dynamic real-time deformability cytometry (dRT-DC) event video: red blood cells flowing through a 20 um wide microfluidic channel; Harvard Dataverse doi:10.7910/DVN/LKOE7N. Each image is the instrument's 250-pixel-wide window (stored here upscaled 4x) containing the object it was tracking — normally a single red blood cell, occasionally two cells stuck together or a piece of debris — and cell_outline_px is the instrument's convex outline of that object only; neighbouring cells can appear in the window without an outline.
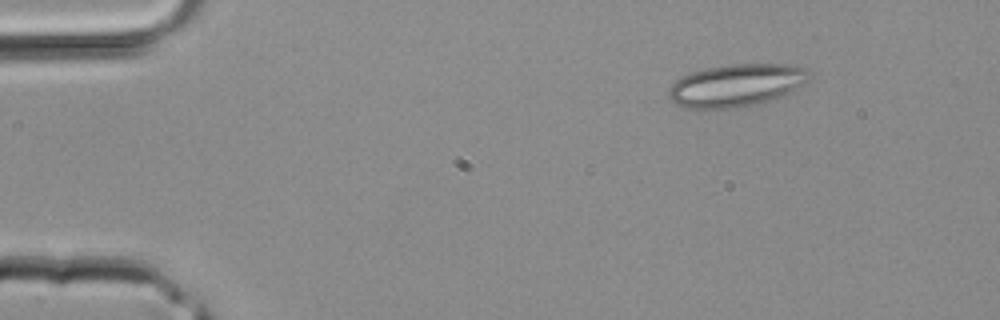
{"species": "common noctule bat (a hibernating species)", "species_latin": "Nyctalus noctula", "temperature_condition": "room temperature", "stored_images_in_passage": 2, "camera_frame_rate_fps": 3000, "um_per_image_px": 0.085, "animal": {"sex": "male", "body_mass_g": 20.4}, "frame": {"image": 1, "passage_image": 1, "time_ms": 0.0, "image_size_px": [1000, 320], "cell_outline_px": [[812, 80], [788, 96], [740, 108], [684, 108], [676, 104], [668, 96], [668, 88], [676, 80], [692, 72], [704, 68], [728, 64], [796, 64], [804, 68]], "centroid_in_image_um": [62.66, 7.25], "position_along_channel_um": 22.3, "area_um2": 35.55}}